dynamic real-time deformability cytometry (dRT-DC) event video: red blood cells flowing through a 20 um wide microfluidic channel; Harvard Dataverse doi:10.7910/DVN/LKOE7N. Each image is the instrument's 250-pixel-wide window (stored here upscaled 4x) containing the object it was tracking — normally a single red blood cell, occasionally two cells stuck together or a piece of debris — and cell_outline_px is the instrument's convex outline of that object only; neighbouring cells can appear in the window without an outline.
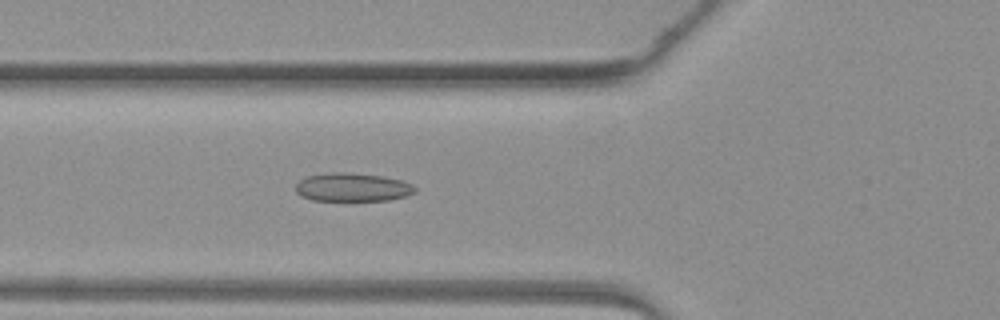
{"species": "common noctule bat (a hibernating species)", "species_latin": "Nyctalus noctula", "temperature_condition": "warm", "stored_images_in_passage": 47, "camera_frame_rate_fps": 3000, "um_per_image_px": 0.085, "animal": {"sex": "female", "body_mass_g": 19.3, "forearm_length_mm": 54.1}, "frame": {"image": 1, "passage_image": 18, "time_ms": 5.667, "image_size_px": [1000, 320], "cell_outline_px": [[416, 192], [408, 196], [388, 200], [312, 200], [300, 196], [296, 192], [296, 184], [300, 180], [308, 176], [332, 172], [352, 172], [384, 176], [400, 180], [412, 184], [416, 188]], "centroid_in_image_um": [29.98, 15.91], "position_along_channel_um": 95.8, "area_um2": 19.88}}
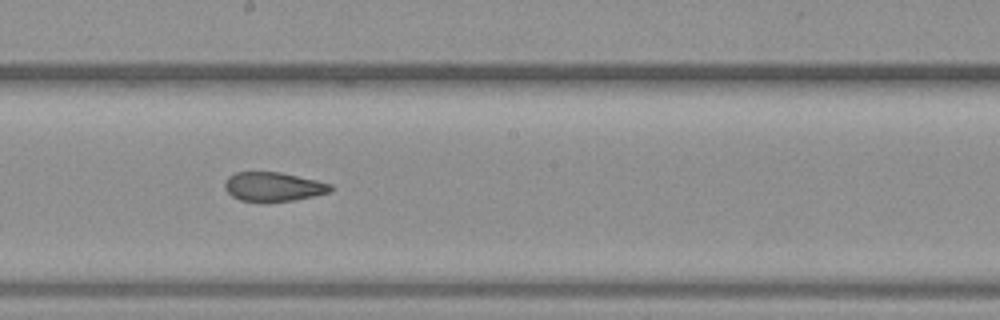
{"frame": {"image": 2, "passage_image": 27, "time_ms": 8.667, "image_size_px": [1000, 320], "cell_outline_px": [[332, 192], [292, 200], [240, 200], [232, 196], [224, 188], [224, 184], [228, 176], [236, 172], [280, 172], [316, 180], [332, 184]], "centroid_in_image_um": [23.23, 15.84], "position_along_channel_um": 225.0, "area_um2": 17.57}}
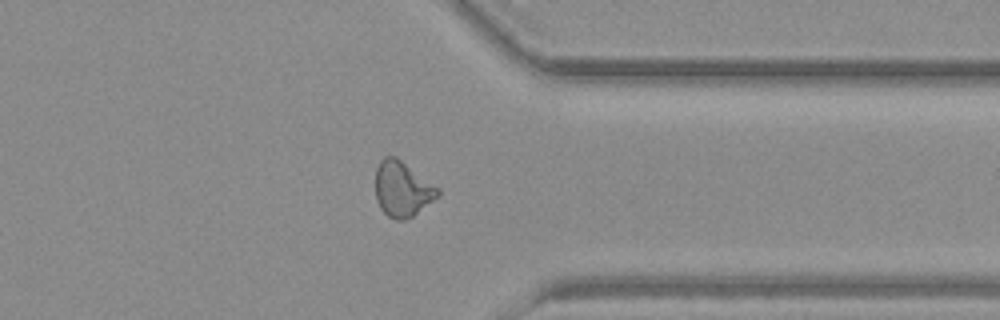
{"frame": {"image": 3, "passage_image": 38, "time_ms": 12.333, "image_size_px": [1000, 320], "cell_outline_px": [[440, 196], [412, 216], [404, 220], [396, 220], [388, 216], [380, 208], [376, 200], [376, 168], [380, 160], [384, 156], [396, 156], [440, 188]], "centroid_in_image_um": [34.21, 16.06], "position_along_channel_um": 377.2, "area_um2": 20.23}}